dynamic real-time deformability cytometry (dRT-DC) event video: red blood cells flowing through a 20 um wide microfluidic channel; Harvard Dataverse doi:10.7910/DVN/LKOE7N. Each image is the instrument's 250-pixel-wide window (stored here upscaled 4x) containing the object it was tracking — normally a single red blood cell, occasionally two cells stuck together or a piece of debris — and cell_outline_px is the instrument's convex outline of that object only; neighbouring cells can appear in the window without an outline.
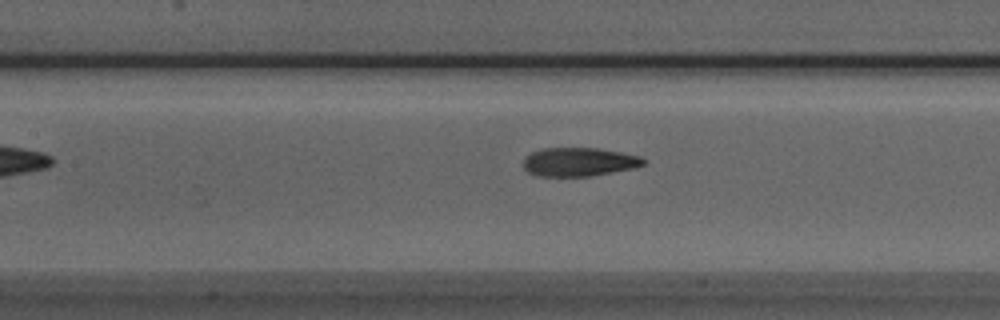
{"species": "Egyptian fruit bat (a non-hibernating species)", "species_latin": "Rousettus aegyptiacus", "temperature_condition": "room temperature", "stored_images_in_passage": 18, "camera_frame_rate_fps": 3000, "um_per_image_px": 0.085, "animal": {"sex": "male"}, "frame": {"image": 1, "passage_image": 9, "time_ms": 2.667, "image_size_px": [1000, 320], "cell_outline_px": [[644, 164], [632, 168], [588, 176], [536, 176], [528, 172], [524, 168], [524, 156], [532, 152], [544, 148], [596, 148], [620, 152], [640, 156], [644, 160]], "centroid_in_image_um": [49.16, 13.76], "position_along_channel_um": 158.2, "area_um2": 19.83}}
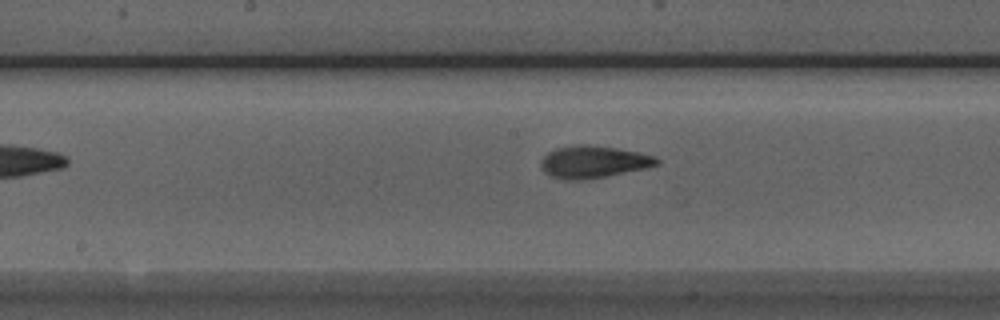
{"frame": {"image": 2, "passage_image": 12, "time_ms": 3.667, "image_size_px": [1000, 320], "cell_outline_px": [[660, 164], [644, 168], [604, 176], [580, 180], [564, 180], [548, 176], [544, 172], [540, 164], [540, 160], [548, 152], [556, 148], [580, 144], [588, 144], [616, 148], [640, 152], [656, 156], [660, 160]], "centroid_in_image_um": [50.41, 13.75], "position_along_channel_um": 197.8, "area_um2": 21.79}}
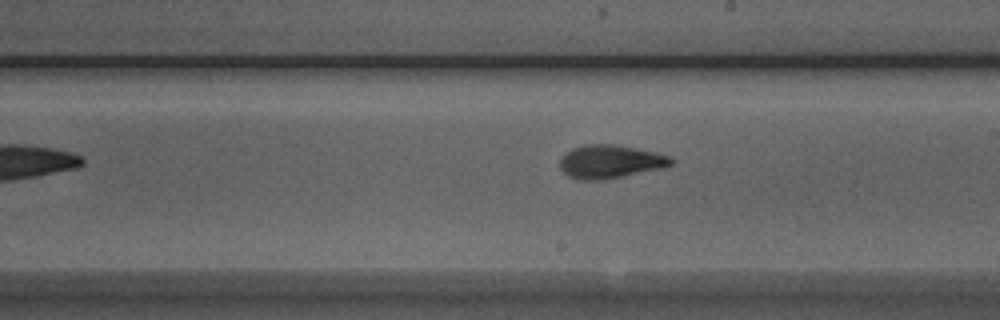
{"frame": {"image": 3, "passage_image": 15, "time_ms": 4.667, "image_size_px": [1000, 320], "cell_outline_px": [[676, 160], [672, 164], [664, 168], [604, 180], [580, 180], [568, 176], [560, 168], [560, 160], [572, 148], [584, 144], [616, 144], [656, 152], [668, 156]], "centroid_in_image_um": [51.9, 13.74], "position_along_channel_um": 237.1, "area_um2": 21.73}}